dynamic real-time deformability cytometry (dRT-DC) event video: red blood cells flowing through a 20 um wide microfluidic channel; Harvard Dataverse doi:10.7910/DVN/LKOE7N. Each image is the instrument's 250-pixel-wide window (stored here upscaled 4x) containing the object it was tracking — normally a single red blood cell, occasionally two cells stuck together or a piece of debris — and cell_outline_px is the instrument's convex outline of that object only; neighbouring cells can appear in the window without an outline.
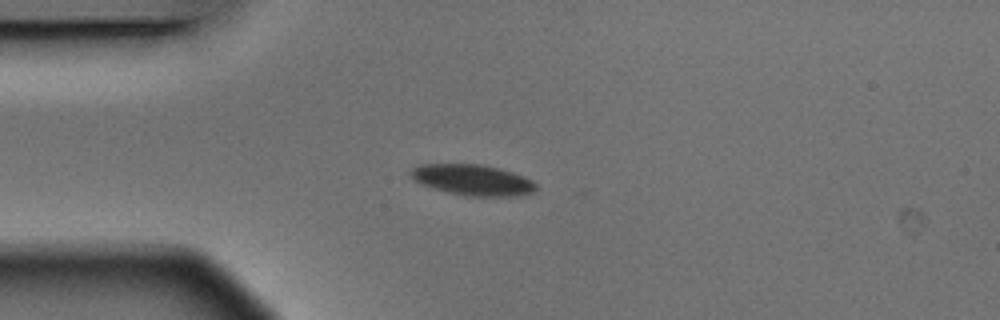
{"species": "Egyptian fruit bat (a non-hibernating species)", "species_latin": "Rousettus aegyptiacus", "temperature_condition": "warm", "stored_images_in_passage": 5, "camera_frame_rate_fps": 3000, "um_per_image_px": 0.085, "animal": {"sex": "male"}, "frame": {"image": 1, "passage_image": 4, "time_ms": 1.0, "image_size_px": [1000, 320], "cell_outline_px": [[536, 192], [516, 196], [464, 196], [432, 188], [420, 184], [412, 180], [408, 172], [412, 168], [420, 164], [480, 164], [512, 172], [532, 180], [536, 184]], "centroid_in_image_um": [40.13, 15.3], "position_along_channel_um": 44.9, "area_um2": 22.66}}
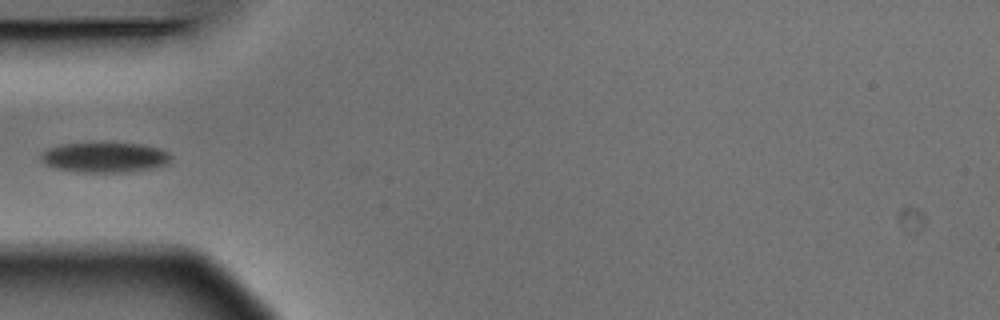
{"frame": {"image": 2, "passage_image": 5, "time_ms": 1.333, "image_size_px": [1000, 320], "cell_outline_px": [[172, 160], [168, 164], [152, 168], [128, 172], [84, 172], [56, 168], [44, 164], [40, 160], [40, 152], [48, 148], [60, 144], [100, 140], [144, 144], [160, 148], [168, 152], [172, 156]], "centroid_in_image_um": [8.9, 13.32], "position_along_channel_um": 76.1, "area_um2": 23.99}}